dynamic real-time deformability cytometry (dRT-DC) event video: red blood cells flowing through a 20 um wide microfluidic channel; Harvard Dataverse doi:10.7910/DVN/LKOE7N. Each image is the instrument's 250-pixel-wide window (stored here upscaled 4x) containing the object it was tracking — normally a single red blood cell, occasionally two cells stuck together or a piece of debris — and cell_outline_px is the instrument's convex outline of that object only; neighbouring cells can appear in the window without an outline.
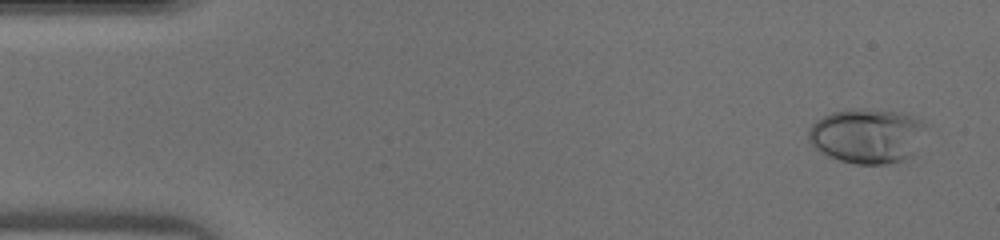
{"species": "human", "species_latin": "Homo sapiens", "temperature_condition": "warm", "stored_images_in_passage": 46, "camera_frame_rate_fps": 3000, "um_per_image_px": 0.085, "donor": {"sex": "male"}, "frame": {"image": 1, "passage_image": 2, "time_ms": 0.333, "image_size_px": [1000, 240], "cell_outline_px": [[924, 128], [912, 156], [904, 160], [888, 164], [856, 164], [840, 160], [816, 148], [808, 140], [808, 128], [816, 120], [832, 112], [852, 108], [864, 108], [900, 112], [912, 116], [920, 120], [924, 124]], "centroid_in_image_um": [73.67, 11.53], "position_along_channel_um": 11.3, "area_um2": 37.17}}
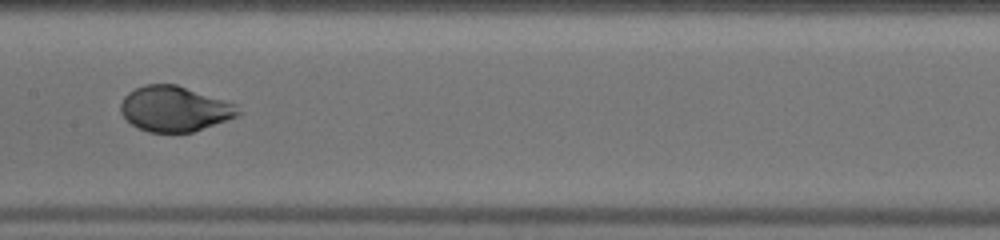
{"frame": {"image": 2, "passage_image": 23, "time_ms": 7.333, "image_size_px": [1000, 240], "cell_outline_px": [[244, 112], [228, 120], [192, 132], [148, 132], [136, 128], [120, 112], [120, 104], [124, 96], [128, 92], [144, 84], [176, 84], [236, 104]], "centroid_in_image_um": [14.84, 9.25], "position_along_channel_um": 192.6, "area_um2": 31.1}}
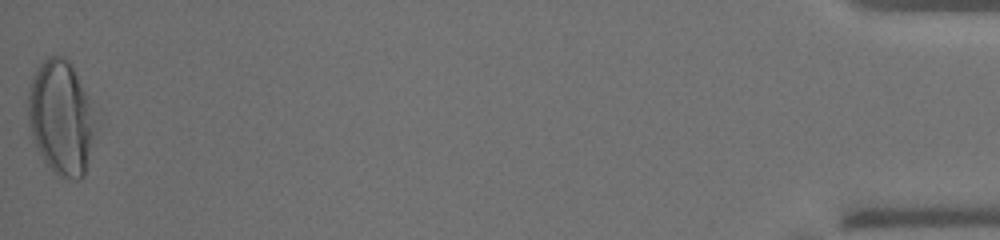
{"frame": {"image": 3, "passage_image": 46, "time_ms": 15.0, "image_size_px": [1000, 240], "cell_outline_px": [[96, 132], [84, 176], [80, 180], [72, 180], [60, 176], [44, 160], [36, 144], [28, 124], [28, 96], [32, 80], [36, 68], [48, 56], [60, 56], [68, 60], [84, 92]], "centroid_in_image_um": [5.16, 10.04], "position_along_channel_um": 430.0, "area_um2": 43.52}}